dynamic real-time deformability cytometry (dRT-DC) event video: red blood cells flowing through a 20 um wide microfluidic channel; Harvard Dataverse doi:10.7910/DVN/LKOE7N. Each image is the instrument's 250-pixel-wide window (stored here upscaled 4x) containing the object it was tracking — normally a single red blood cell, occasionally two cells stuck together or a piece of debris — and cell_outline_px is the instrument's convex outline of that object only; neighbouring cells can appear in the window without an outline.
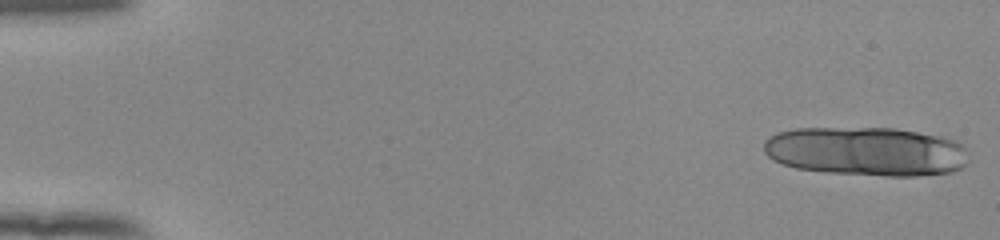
{"species": "human", "species_latin": "Homo sapiens", "temperature_condition": "room temperature", "stored_images_in_passage": 18, "camera_frame_rate_fps": 3000, "um_per_image_px": 0.085, "donor": {"sex": "female"}, "frame": {"image": 1, "passage_image": 1, "time_ms": 0.0, "image_size_px": [1000, 240], "cell_outline_px": [[964, 164], [960, 168], [952, 172], [916, 176], [884, 176], [828, 172], [796, 168], [772, 160], [764, 152], [764, 140], [768, 136], [776, 132], [796, 128], [896, 128], [936, 136], [952, 140], [960, 144], [964, 148]], "centroid_in_image_um": [73.54, 12.87], "position_along_channel_um": 11.5, "area_um2": 58.2}}